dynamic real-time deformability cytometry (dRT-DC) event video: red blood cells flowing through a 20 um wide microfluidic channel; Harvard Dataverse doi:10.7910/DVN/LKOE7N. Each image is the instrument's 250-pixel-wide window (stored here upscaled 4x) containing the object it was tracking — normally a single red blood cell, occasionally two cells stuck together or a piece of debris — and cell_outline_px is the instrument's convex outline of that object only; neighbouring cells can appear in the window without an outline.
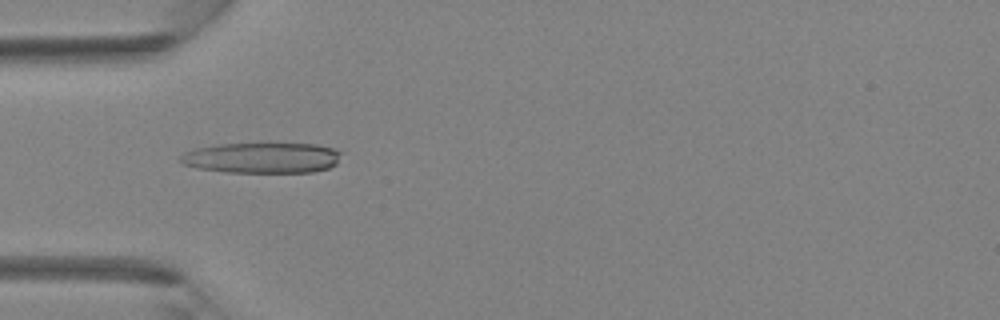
{"species": "Egyptian fruit bat (a non-hibernating species)", "species_latin": "Rousettus aegyptiacus", "temperature_condition": "room temperature", "stored_images_in_passage": 36, "camera_frame_rate_fps": 3000, "um_per_image_px": 0.085, "animal": {"sex": "female"}, "frame": {"image": 1, "passage_image": 8, "time_ms": 2.333, "image_size_px": [1000, 320], "cell_outline_px": [[340, 152], [336, 164], [328, 168], [312, 172], [224, 172], [196, 168], [184, 164], [180, 160], [180, 156], [184, 152], [196, 148], [220, 144], [260, 140], [316, 144], [332, 148]], "centroid_in_image_um": [22.26, 13.36], "position_along_channel_um": 62.7, "area_um2": 29.82}}
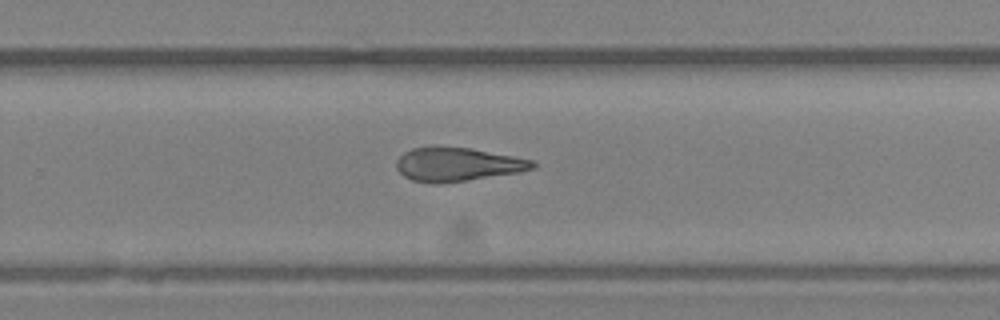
{"frame": {"image": 2, "passage_image": 22, "time_ms": 7.0, "image_size_px": [1000, 320], "cell_outline_px": [[536, 168], [520, 172], [436, 184], [432, 184], [412, 180], [404, 176], [396, 168], [396, 160], [404, 152], [412, 148], [472, 148], [532, 160], [536, 164]], "centroid_in_image_um": [38.88, 13.99], "position_along_channel_um": 290.9, "area_um2": 26.24}}
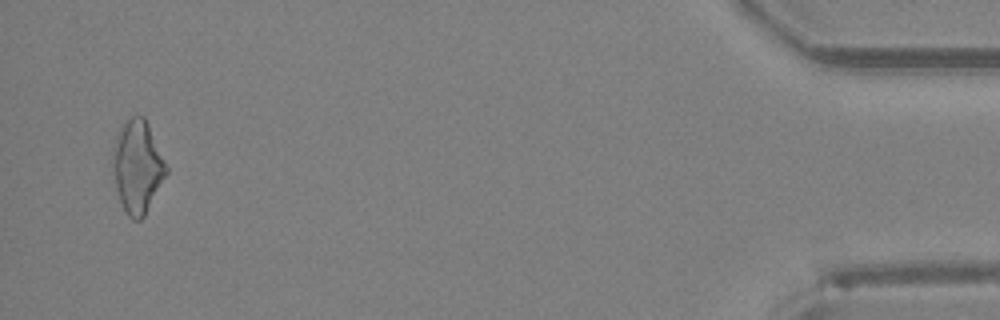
{"frame": {"image": 3, "passage_image": 35, "time_ms": 11.333, "image_size_px": [1000, 320], "cell_outline_px": [[168, 172], [144, 216], [140, 220], [132, 220], [128, 216], [120, 200], [116, 188], [112, 164], [112, 148], [116, 136], [120, 128], [132, 116], [144, 116], [148, 124], [168, 168]], "centroid_in_image_um": [11.67, 14.17], "position_along_channel_um": 423.5, "area_um2": 28.55}}